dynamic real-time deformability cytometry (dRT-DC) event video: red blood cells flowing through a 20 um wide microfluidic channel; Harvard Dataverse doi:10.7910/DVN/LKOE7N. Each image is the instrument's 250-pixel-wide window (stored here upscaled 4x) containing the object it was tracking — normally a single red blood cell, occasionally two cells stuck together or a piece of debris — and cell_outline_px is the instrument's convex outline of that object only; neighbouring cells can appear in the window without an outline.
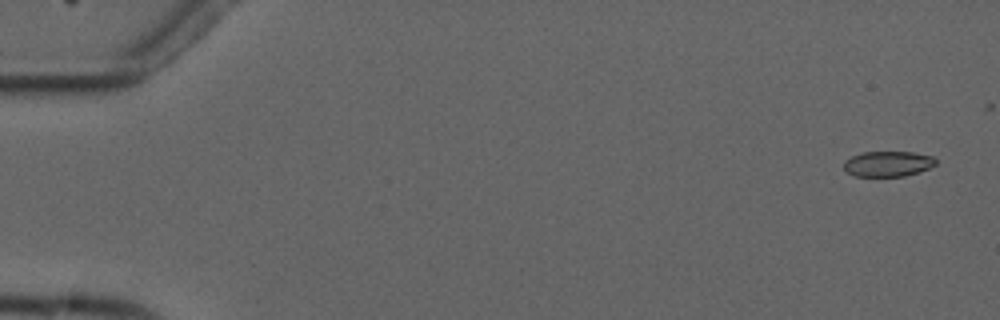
{"species": "common noctule bat (a hibernating species)", "species_latin": "Nyctalus noctula", "temperature_condition": "cold", "stored_images_in_passage": 5, "camera_frame_rate_fps": 3000, "um_per_image_px": 0.085, "animal": {"sex": "male", "forearm_length_mm": 52.5}, "frame": {"image": 1, "passage_image": 1, "time_ms": 0.0, "image_size_px": [1000, 320], "cell_outline_px": [[936, 164], [920, 172], [904, 176], [856, 176], [848, 172], [844, 168], [844, 160], [852, 156], [864, 152], [912, 152], [932, 156], [936, 160]], "centroid_in_image_um": [75.48, 13.92], "position_along_channel_um": 9.5, "area_um2": 13.53}}